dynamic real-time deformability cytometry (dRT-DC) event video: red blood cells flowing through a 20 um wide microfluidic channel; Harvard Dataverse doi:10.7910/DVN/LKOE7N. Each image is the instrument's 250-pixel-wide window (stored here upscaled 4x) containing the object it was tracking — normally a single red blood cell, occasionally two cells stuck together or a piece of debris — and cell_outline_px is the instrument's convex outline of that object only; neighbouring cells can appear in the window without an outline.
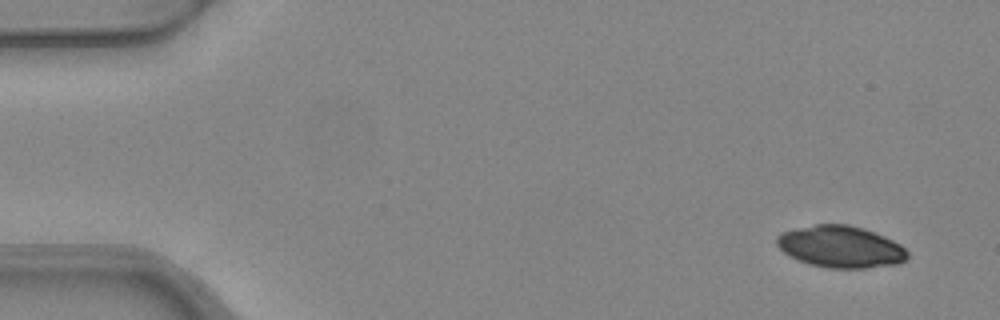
{"species": "common noctule bat (a hibernating species)", "species_latin": "Nyctalus noctula", "temperature_condition": "warm", "stored_images_in_passage": 3, "camera_frame_rate_fps": 3000, "um_per_image_px": 0.085, "animal": {"sex": "female", "body_mass_g": 24.6, "forearm_length_mm": 56.2}, "frame": {"image": 1, "passage_image": 1, "time_ms": 0.0, "image_size_px": [1000, 320], "cell_outline_px": [[908, 256], [904, 260], [896, 264], [864, 268], [828, 268], [808, 264], [788, 256], [776, 244], [776, 236], [780, 232], [816, 224], [848, 224], [864, 228], [884, 236], [900, 244], [908, 252]], "centroid_in_image_um": [71.42, 20.97], "position_along_channel_um": 13.6, "area_um2": 31.91}}